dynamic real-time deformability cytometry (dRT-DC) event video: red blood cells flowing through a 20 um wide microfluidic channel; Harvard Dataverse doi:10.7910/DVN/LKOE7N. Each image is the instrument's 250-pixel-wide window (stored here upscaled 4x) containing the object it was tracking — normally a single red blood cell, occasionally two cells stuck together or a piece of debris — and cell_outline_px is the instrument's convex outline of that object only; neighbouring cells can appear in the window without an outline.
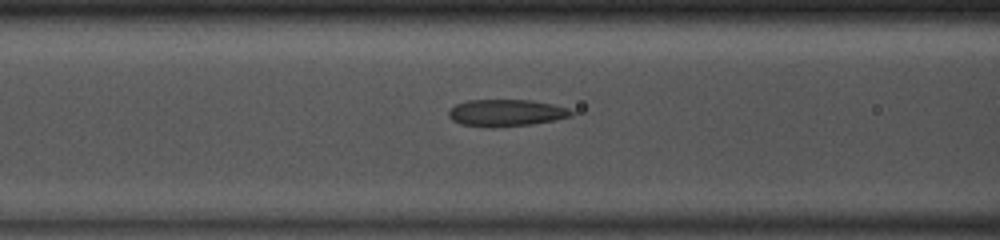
{"species": "common noctule bat (a hibernating species)", "species_latin": "Nyctalus noctula", "temperature_condition": "room temperature", "stored_images_in_passage": 42, "camera_frame_rate_fps": 3000, "um_per_image_px": 0.085, "animal": {"sex": "male", "body_mass_g": 13.0, "forearm_length_mm": 53.1}, "frame": {"image": 1, "passage_image": 13, "time_ms": 4.0, "image_size_px": [1000, 240], "cell_outline_px": [[576, 112], [572, 116], [556, 120], [532, 124], [492, 128], [460, 124], [452, 120], [448, 116], [448, 112], [456, 104], [468, 100], [532, 100], [552, 104], [568, 108]], "centroid_in_image_um": [43.04, 9.6], "position_along_channel_um": 123.6, "area_um2": 19.42}}
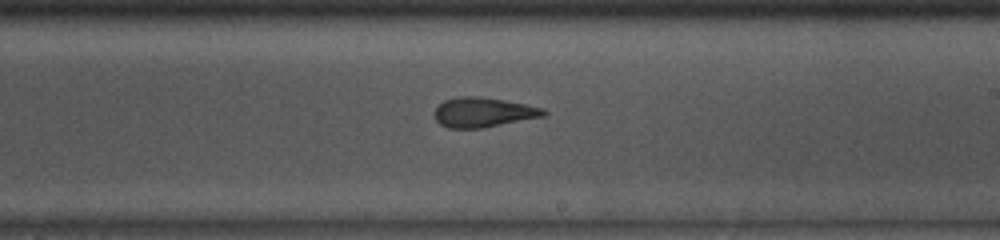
{"frame": {"image": 2, "passage_image": 22, "time_ms": 7.0, "image_size_px": [1000, 240], "cell_outline_px": [[548, 112], [544, 116], [480, 128], [448, 128], [440, 124], [436, 120], [436, 108], [444, 100], [460, 96], [476, 96], [504, 100], [544, 108]], "centroid_in_image_um": [41.08, 9.54], "position_along_channel_um": 247.9, "area_um2": 18.61}}
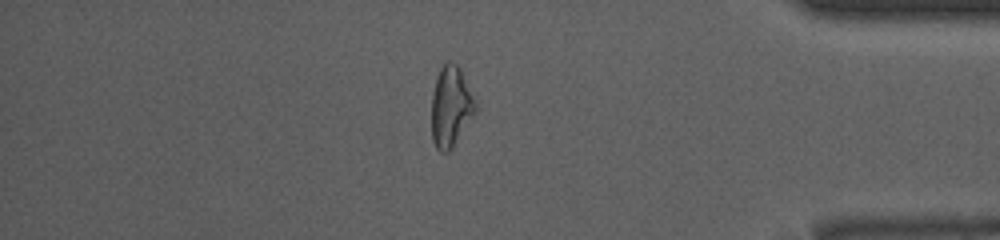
{"frame": {"image": 3, "passage_image": 35, "time_ms": 11.333, "image_size_px": [1000, 240], "cell_outline_px": [[476, 112], [452, 148], [448, 152], [440, 152], [436, 148], [432, 140], [432, 92], [436, 76], [440, 68], [448, 60], [456, 64], [460, 68], [476, 104]], "centroid_in_image_um": [38.3, 9.07], "position_along_channel_um": 396.9, "area_um2": 20.52}, "authors_computed_cell_mechanics": {"area_um2": 19.7098, "velocity_mm_per_s": 4.1403, "shape_relaxation_time_tau1_ms": null, "shape_relaxation_time_tau2_ms": 2.1215, "deformation_change_tau1": null, "deformation_change_tau2": 0.1041}}